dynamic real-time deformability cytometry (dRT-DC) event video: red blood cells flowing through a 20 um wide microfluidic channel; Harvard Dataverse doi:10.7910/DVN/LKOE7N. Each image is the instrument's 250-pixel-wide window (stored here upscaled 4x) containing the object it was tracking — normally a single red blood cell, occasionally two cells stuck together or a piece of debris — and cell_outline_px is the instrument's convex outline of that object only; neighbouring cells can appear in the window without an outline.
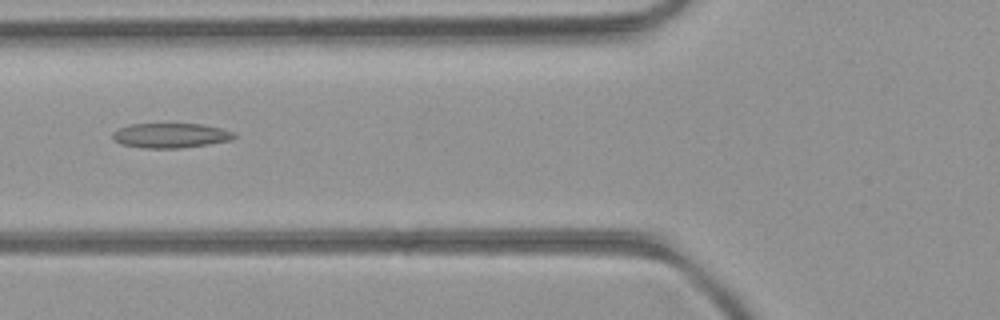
{"species": "common noctule bat (a hibernating species)", "species_latin": "Nyctalus noctula", "temperature_condition": "room temperature", "stored_images_in_passage": 53, "camera_frame_rate_fps": 3000, "um_per_image_px": 0.085, "animal": {"sex": "female", "body_mass_g": 21.9}, "frame": {"image": 1, "passage_image": 21, "time_ms": 6.667, "image_size_px": [1000, 320], "cell_outline_px": [[236, 136], [232, 140], [208, 144], [180, 148], [144, 148], [120, 144], [112, 140], [112, 132], [128, 124], [200, 124], [220, 128], [236, 132]], "centroid_in_image_um": [14.48, 11.52], "position_along_channel_um": 111.3, "area_um2": 17.63}}
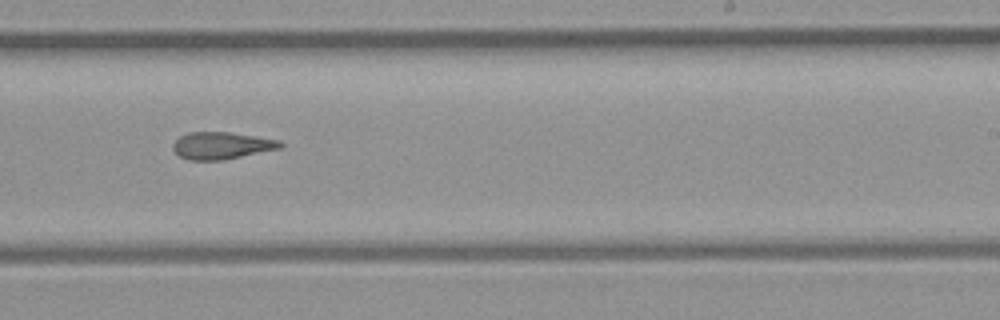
{"frame": {"image": 2, "passage_image": 33, "time_ms": 10.667, "image_size_px": [1000, 320], "cell_outline_px": [[284, 148], [224, 160], [192, 160], [180, 156], [172, 148], [172, 144], [180, 136], [188, 132], [228, 132], [280, 140], [284, 144]], "centroid_in_image_um": [18.88, 12.37], "position_along_channel_um": 270.1, "area_um2": 17.05}}
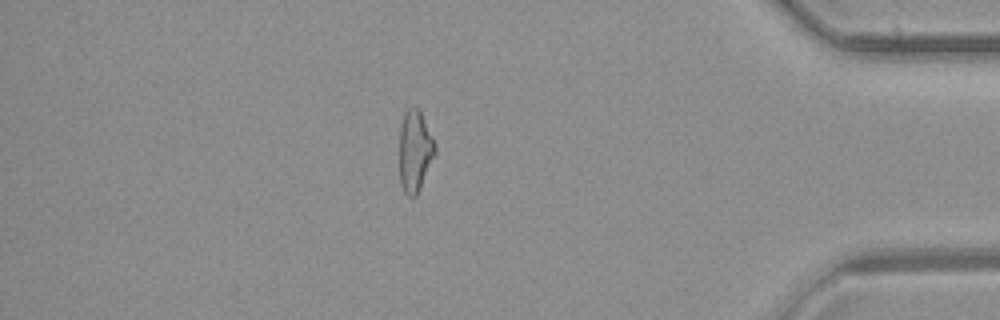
{"frame": {"image": 3, "passage_image": 46, "time_ms": 15.0, "image_size_px": [1000, 320], "cell_outline_px": [[436, 152], [420, 188], [416, 196], [408, 196], [404, 192], [400, 184], [400, 128], [404, 112], [412, 104], [416, 104], [420, 108], [436, 144]], "centroid_in_image_um": [35.27, 12.76], "position_along_channel_um": 399.9, "area_um2": 17.22}}